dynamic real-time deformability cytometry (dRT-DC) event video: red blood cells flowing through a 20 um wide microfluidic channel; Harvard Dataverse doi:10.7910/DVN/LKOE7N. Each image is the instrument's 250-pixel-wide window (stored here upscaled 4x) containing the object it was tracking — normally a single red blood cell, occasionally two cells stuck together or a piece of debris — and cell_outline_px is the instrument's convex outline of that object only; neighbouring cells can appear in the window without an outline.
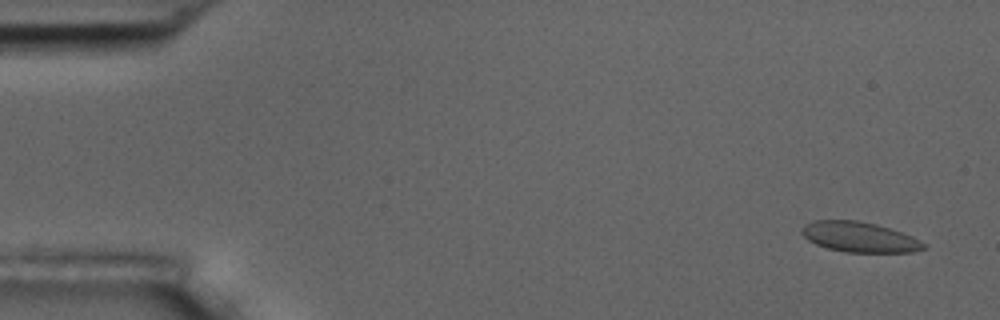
{"species": "common noctule bat (a hibernating species)", "species_latin": "Nyctalus noctula", "temperature_condition": "room temperature", "stored_images_in_passage": 5, "camera_frame_rate_fps": 3000, "um_per_image_px": 0.085, "animal": {"sex": "male", "body_mass_g": 17.5, "forearm_length_mm": 52.3}, "frame": {"image": 1, "passage_image": 1, "time_ms": 0.0, "image_size_px": [1000, 320], "cell_outline_px": [[928, 244], [924, 248], [912, 252], [844, 252], [828, 248], [816, 244], [808, 240], [800, 232], [800, 228], [804, 224], [812, 220], [856, 220], [876, 224], [912, 236]], "centroid_in_image_um": [73.02, 20.14], "position_along_channel_um": 12.0, "area_um2": 21.5}}
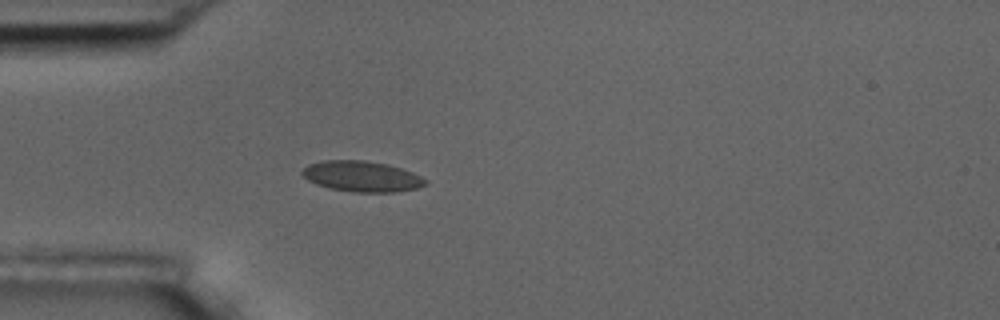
{"frame": {"image": 2, "passage_image": 5, "time_ms": 4.333, "image_size_px": [1000, 320], "cell_outline_px": [[428, 184], [416, 188], [396, 192], [356, 192], [328, 188], [316, 184], [308, 180], [300, 172], [308, 164], [324, 160], [364, 160], [388, 164], [412, 172], [428, 180]], "centroid_in_image_um": [30.76, 14.99], "position_along_channel_um": 54.2, "area_um2": 22.08}}